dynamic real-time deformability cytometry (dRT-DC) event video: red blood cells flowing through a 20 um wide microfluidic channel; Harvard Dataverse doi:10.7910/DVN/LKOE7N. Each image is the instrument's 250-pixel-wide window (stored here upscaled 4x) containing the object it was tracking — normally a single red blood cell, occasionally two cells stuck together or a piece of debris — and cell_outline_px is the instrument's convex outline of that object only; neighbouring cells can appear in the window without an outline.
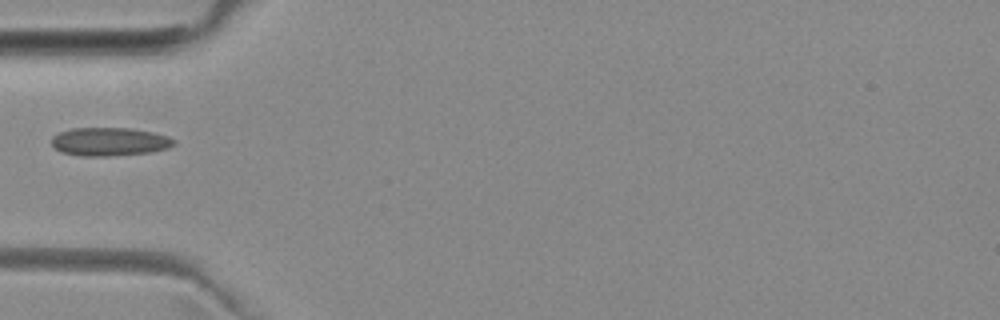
{"species": "common noctule bat (a hibernating species)", "species_latin": "Nyctalus noctula", "temperature_condition": "room temperature", "stored_images_in_passage": 3, "camera_frame_rate_fps": 3000, "um_per_image_px": 0.085, "animal": {"sex": "female", "body_mass_g": 29.2, "forearm_length_mm": 56.3}, "frame": {"image": 1, "passage_image": 3, "time_ms": 4.0, "image_size_px": [1000, 320], "cell_outline_px": [[176, 144], [168, 148], [148, 152], [108, 156], [80, 156], [64, 152], [56, 148], [52, 144], [52, 136], [60, 132], [72, 128], [132, 128], [156, 132], [168, 136], [176, 140]], "centroid_in_image_um": [9.35, 12.03], "position_along_channel_um": 75.6, "area_um2": 20.23}}